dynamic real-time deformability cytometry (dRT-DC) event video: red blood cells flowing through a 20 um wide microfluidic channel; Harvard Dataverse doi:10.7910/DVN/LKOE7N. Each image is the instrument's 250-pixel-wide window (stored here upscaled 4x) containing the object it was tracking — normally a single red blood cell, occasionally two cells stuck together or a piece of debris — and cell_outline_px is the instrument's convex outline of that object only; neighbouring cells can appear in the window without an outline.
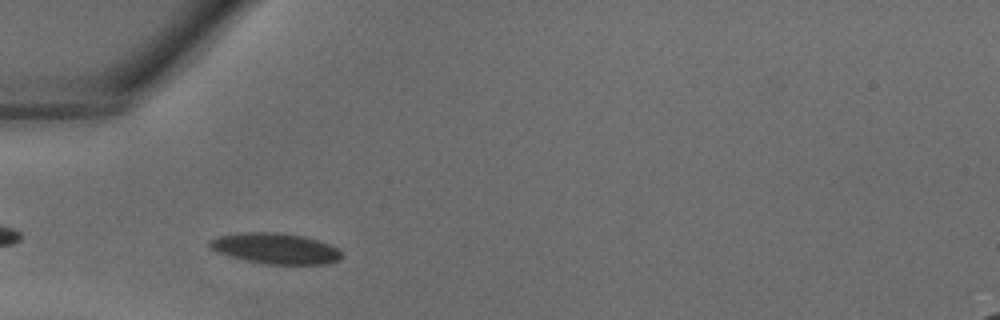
{"species": "common noctule bat (a hibernating species)", "species_latin": "Nyctalus noctula", "temperature_condition": "warm", "stored_images_in_passage": 26, "camera_frame_rate_fps": 3000, "um_per_image_px": 0.085, "animal": {"sex": "male", "body_mass_g": 18.8}, "frame": {"image": 1, "passage_image": 2, "time_ms": 0.333, "image_size_px": [1000, 320], "cell_outline_px": [[344, 256], [340, 260], [328, 264], [268, 264], [244, 260], [228, 256], [212, 248], [208, 244], [208, 240], [220, 236], [244, 232], [280, 232], [304, 236], [320, 240], [336, 248]], "centroid_in_image_um": [23.45, 21.12], "position_along_channel_um": 61.6, "area_um2": 23.7}}
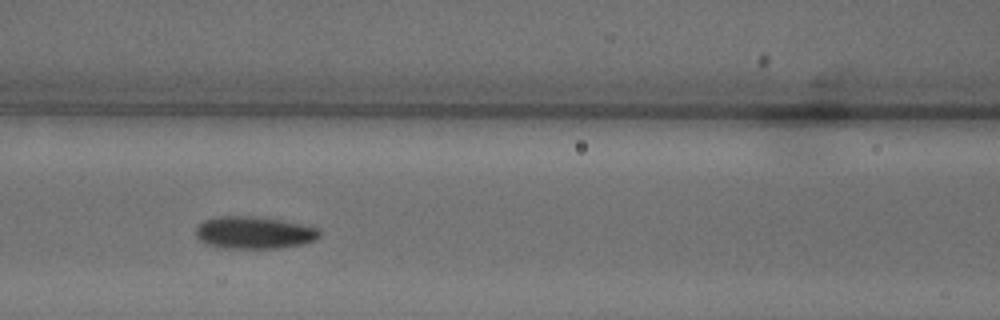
{"frame": {"image": 2, "passage_image": 7, "time_ms": 2.0, "image_size_px": [1000, 320], "cell_outline_px": [[320, 236], [316, 240], [304, 244], [276, 248], [224, 248], [204, 244], [196, 236], [196, 228], [204, 220], [216, 216], [252, 216], [280, 220], [320, 228]], "centroid_in_image_um": [21.59, 19.78], "position_along_channel_um": 145.0, "area_um2": 23.35}}
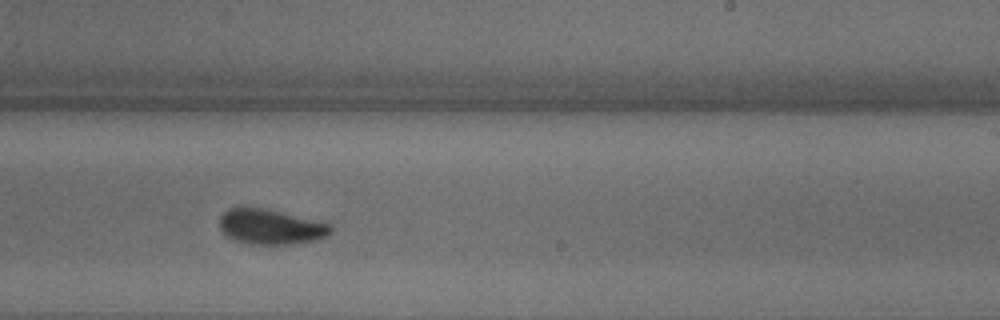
{"frame": {"image": 3, "passage_image": 14, "time_ms": 4.333, "image_size_px": [1000, 320], "cell_outline_px": [[332, 232], [316, 240], [292, 244], [248, 244], [236, 240], [228, 236], [220, 228], [220, 216], [228, 208], [264, 208], [332, 224]], "centroid_in_image_um": [23.02, 19.28], "position_along_channel_um": 266.0, "area_um2": 22.48}}